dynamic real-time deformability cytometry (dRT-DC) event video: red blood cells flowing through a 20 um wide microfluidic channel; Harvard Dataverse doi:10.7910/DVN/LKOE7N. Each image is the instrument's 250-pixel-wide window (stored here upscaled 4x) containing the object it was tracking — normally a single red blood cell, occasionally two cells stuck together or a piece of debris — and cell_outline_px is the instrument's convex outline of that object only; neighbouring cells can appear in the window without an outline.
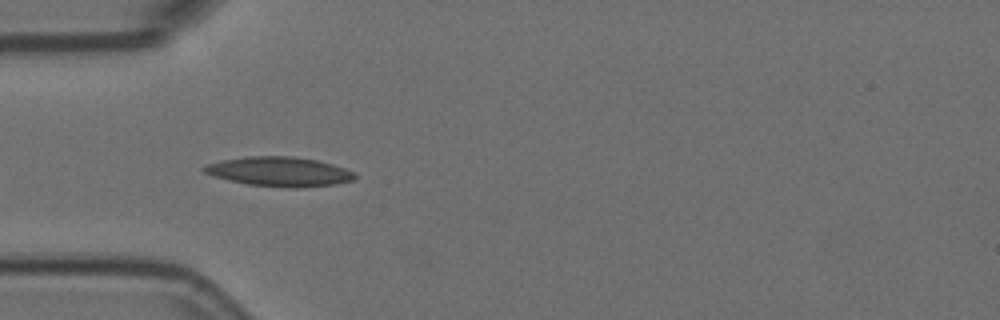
{"species": "Egyptian fruit bat (a non-hibernating species)", "species_latin": "Rousettus aegyptiacus", "temperature_condition": "room temperature", "stored_images_in_passage": 5, "camera_frame_rate_fps": 3000, "um_per_image_px": 0.085, "animal": {"sex": "female"}, "frame": {"image": 1, "passage_image": 4, "time_ms": 1.0, "image_size_px": [1000, 320], "cell_outline_px": [[356, 176], [352, 180], [336, 184], [296, 188], [292, 188], [248, 184], [228, 180], [204, 172], [200, 168], [208, 164], [224, 160], [248, 156], [292, 156], [316, 160], [332, 164], [356, 172]], "centroid_in_image_um": [23.77, 14.59], "position_along_channel_um": 61.2, "area_um2": 25.66}}
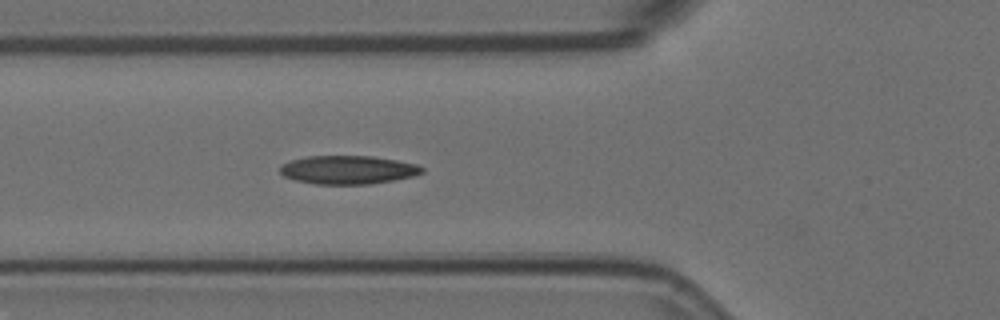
{"frame": {"image": 2, "passage_image": 5, "time_ms": 1.333, "image_size_px": [1000, 320], "cell_outline_px": [[424, 172], [416, 176], [372, 184], [316, 184], [296, 180], [284, 176], [280, 172], [280, 164], [292, 160], [308, 156], [372, 156], [396, 160], [416, 164], [424, 168]], "centroid_in_image_um": [29.61, 14.44], "position_along_channel_um": 96.2, "area_um2": 23.64}}